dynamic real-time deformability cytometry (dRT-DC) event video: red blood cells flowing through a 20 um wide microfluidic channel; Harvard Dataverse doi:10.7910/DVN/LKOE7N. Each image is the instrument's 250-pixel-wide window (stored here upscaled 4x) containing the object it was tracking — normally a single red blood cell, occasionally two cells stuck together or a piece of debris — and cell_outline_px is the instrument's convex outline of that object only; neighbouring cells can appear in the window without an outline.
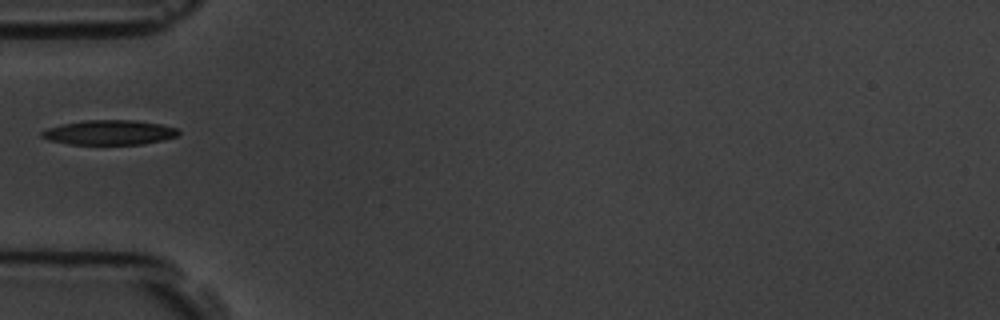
{"species": "common noctule bat (a hibernating species)", "species_latin": "Nyctalus noctula", "temperature_condition": "room temperature", "stored_images_in_passage": 6, "camera_frame_rate_fps": 3000, "um_per_image_px": 0.085, "animal": {"sex": "male", "body_mass_g": 19.5, "forearm_length_mm": 54.6}, "frame": {"image": 1, "passage_image": 5, "time_ms": 5.667, "image_size_px": [1000, 320], "cell_outline_px": [[180, 132], [176, 136], [144, 144], [68, 144], [48, 140], [40, 136], [40, 132], [48, 128], [60, 124], [84, 120], [132, 120], [160, 124], [176, 128]], "centroid_in_image_um": [9.24, 11.25], "position_along_channel_um": 75.8, "area_um2": 19.59}}
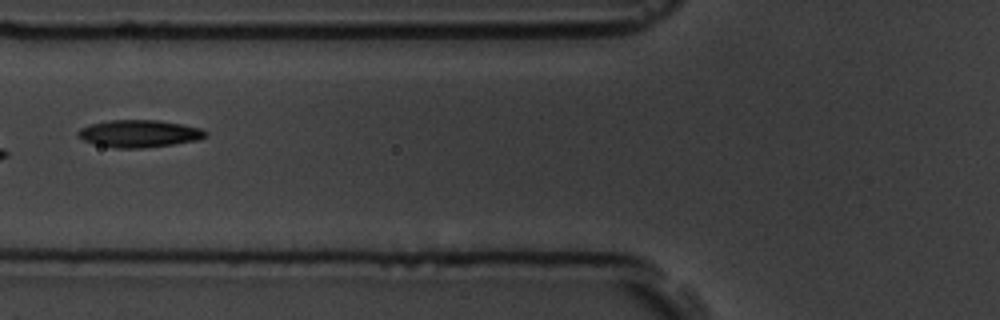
{"frame": {"image": 2, "passage_image": 6, "time_ms": 6.667, "image_size_px": [1000, 320], "cell_outline_px": [[208, 136], [200, 140], [144, 148], [116, 148], [96, 144], [84, 140], [76, 136], [76, 132], [80, 128], [92, 124], [108, 120], [160, 120], [184, 124], [200, 128], [208, 132]], "centroid_in_image_um": [11.86, 11.35], "position_along_channel_um": 113.9, "area_um2": 20.46}}